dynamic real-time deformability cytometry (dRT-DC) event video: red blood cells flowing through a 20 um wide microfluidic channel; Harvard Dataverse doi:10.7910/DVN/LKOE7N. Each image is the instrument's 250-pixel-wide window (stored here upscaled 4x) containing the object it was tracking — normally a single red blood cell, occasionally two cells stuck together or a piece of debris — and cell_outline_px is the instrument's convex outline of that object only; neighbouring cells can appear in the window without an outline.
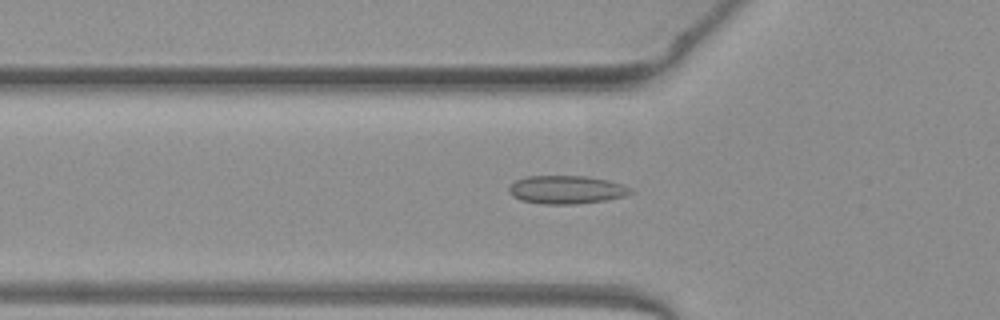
{"species": "common noctule bat (a hibernating species)", "species_latin": "Nyctalus noctula", "temperature_condition": "warm", "stored_images_in_passage": 50, "camera_frame_rate_fps": 3000, "um_per_image_px": 0.085, "animal": {"sex": "female", "body_mass_g": 19.3, "forearm_length_mm": 54.1}, "frame": {"image": 1, "passage_image": 16, "time_ms": 5.0, "image_size_px": [1000, 320], "cell_outline_px": [[636, 192], [624, 196], [604, 200], [576, 204], [544, 204], [520, 200], [512, 196], [508, 192], [508, 188], [516, 180], [528, 176], [584, 176], [608, 180], [632, 188]], "centroid_in_image_um": [48.15, 16.13], "position_along_channel_um": 77.7, "area_um2": 20.0}}
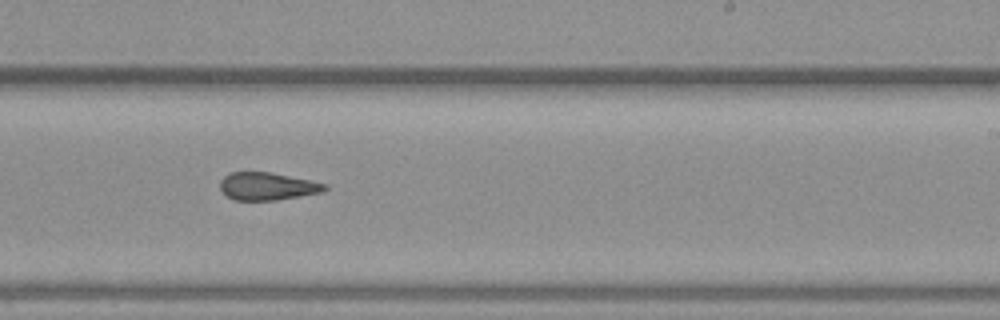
{"frame": {"image": 2, "passage_image": 30, "time_ms": 9.667, "image_size_px": [1000, 320], "cell_outline_px": [[328, 188], [324, 192], [276, 200], [232, 200], [220, 188], [220, 180], [228, 172], [268, 172], [328, 184]], "centroid_in_image_um": [22.72, 15.84], "position_along_channel_um": 266.3, "area_um2": 16.82}}
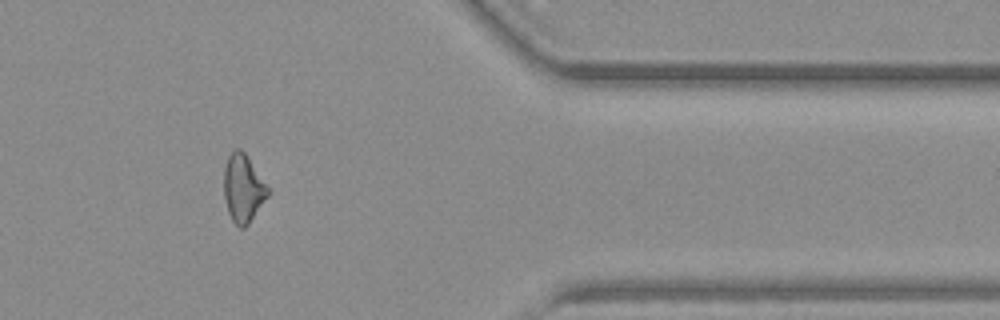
{"frame": {"image": 3, "passage_image": 41, "time_ms": 13.333, "image_size_px": [1000, 320], "cell_outline_px": [[268, 196], [248, 224], [244, 228], [240, 228], [232, 220], [228, 212], [224, 196], [224, 168], [228, 156], [236, 148], [240, 148], [244, 152], [268, 188]], "centroid_in_image_um": [20.64, 16.02], "position_along_channel_um": 390.8, "area_um2": 16.99}, "authors_computed_cell_mechanics": {"area_um2": 17.8024, "velocity_mm_per_s": 4.0239, "shape_relaxation_time_tau1_ms": null, "shape_relaxation_time_tau2_ms": 1.1017, "deformation_change_tau1": null, "deformation_change_tau2": 0.0875}}